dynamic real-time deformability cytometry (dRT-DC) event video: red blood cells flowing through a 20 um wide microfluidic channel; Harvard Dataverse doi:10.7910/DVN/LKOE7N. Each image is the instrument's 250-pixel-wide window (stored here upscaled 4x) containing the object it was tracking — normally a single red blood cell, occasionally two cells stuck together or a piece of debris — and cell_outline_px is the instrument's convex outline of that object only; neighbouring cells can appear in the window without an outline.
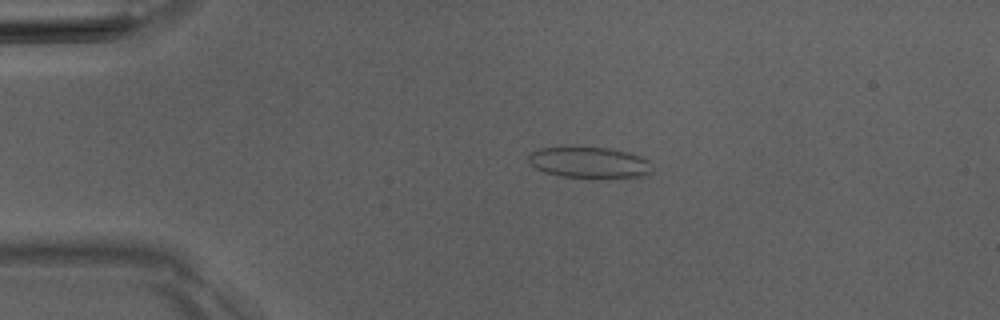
{"species": "Egyptian fruit bat (a non-hibernating species)", "species_latin": "Rousettus aegyptiacus", "temperature_condition": "room temperature", "stored_images_in_passage": 4, "camera_frame_rate_fps": 3000, "um_per_image_px": 0.085, "animal": {"sex": "male"}, "frame": {"image": 1, "passage_image": 3, "time_ms": 3.333, "image_size_px": [1000, 320], "cell_outline_px": [[652, 172], [648, 176], [564, 176], [544, 172], [528, 164], [528, 156], [532, 152], [540, 148], [564, 144], [576, 144], [608, 148], [628, 152], [640, 156], [648, 160]], "centroid_in_image_um": [50.0, 13.73], "position_along_channel_um": 35.0, "area_um2": 22.77}}